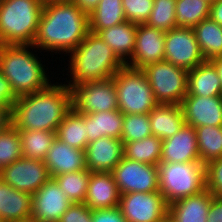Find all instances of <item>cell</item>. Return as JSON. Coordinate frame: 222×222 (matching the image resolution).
I'll return each instance as SVG.
<instances>
[{
  "label": "cell",
  "instance_id": "cell-1",
  "mask_svg": "<svg viewBox=\"0 0 222 222\" xmlns=\"http://www.w3.org/2000/svg\"><path fill=\"white\" fill-rule=\"evenodd\" d=\"M89 16L71 0L44 3L32 46L69 54L88 35Z\"/></svg>",
  "mask_w": 222,
  "mask_h": 222
},
{
  "label": "cell",
  "instance_id": "cell-2",
  "mask_svg": "<svg viewBox=\"0 0 222 222\" xmlns=\"http://www.w3.org/2000/svg\"><path fill=\"white\" fill-rule=\"evenodd\" d=\"M72 108V90L65 83L56 82L18 97L6 119L18 130L56 132Z\"/></svg>",
  "mask_w": 222,
  "mask_h": 222
},
{
  "label": "cell",
  "instance_id": "cell-3",
  "mask_svg": "<svg viewBox=\"0 0 222 222\" xmlns=\"http://www.w3.org/2000/svg\"><path fill=\"white\" fill-rule=\"evenodd\" d=\"M70 58L68 71L72 80L66 84L70 89L86 82L112 78L125 64L98 34L89 32L84 40L67 54ZM70 68V69H69Z\"/></svg>",
  "mask_w": 222,
  "mask_h": 222
},
{
  "label": "cell",
  "instance_id": "cell-4",
  "mask_svg": "<svg viewBox=\"0 0 222 222\" xmlns=\"http://www.w3.org/2000/svg\"><path fill=\"white\" fill-rule=\"evenodd\" d=\"M30 48L36 49L32 45H0V71L17 97L43 90L51 83L45 65Z\"/></svg>",
  "mask_w": 222,
  "mask_h": 222
},
{
  "label": "cell",
  "instance_id": "cell-5",
  "mask_svg": "<svg viewBox=\"0 0 222 222\" xmlns=\"http://www.w3.org/2000/svg\"><path fill=\"white\" fill-rule=\"evenodd\" d=\"M42 0H0V45H32Z\"/></svg>",
  "mask_w": 222,
  "mask_h": 222
},
{
  "label": "cell",
  "instance_id": "cell-6",
  "mask_svg": "<svg viewBox=\"0 0 222 222\" xmlns=\"http://www.w3.org/2000/svg\"><path fill=\"white\" fill-rule=\"evenodd\" d=\"M159 192L167 204L196 195L205 188V166L200 161L159 163Z\"/></svg>",
  "mask_w": 222,
  "mask_h": 222
},
{
  "label": "cell",
  "instance_id": "cell-7",
  "mask_svg": "<svg viewBox=\"0 0 222 222\" xmlns=\"http://www.w3.org/2000/svg\"><path fill=\"white\" fill-rule=\"evenodd\" d=\"M112 80L116 86L118 110L123 114H148L159 104L143 70L124 65Z\"/></svg>",
  "mask_w": 222,
  "mask_h": 222
},
{
  "label": "cell",
  "instance_id": "cell-8",
  "mask_svg": "<svg viewBox=\"0 0 222 222\" xmlns=\"http://www.w3.org/2000/svg\"><path fill=\"white\" fill-rule=\"evenodd\" d=\"M159 104L180 105L188 92L189 71L163 60L142 69Z\"/></svg>",
  "mask_w": 222,
  "mask_h": 222
},
{
  "label": "cell",
  "instance_id": "cell-9",
  "mask_svg": "<svg viewBox=\"0 0 222 222\" xmlns=\"http://www.w3.org/2000/svg\"><path fill=\"white\" fill-rule=\"evenodd\" d=\"M118 207L128 222L168 221V204L159 191L121 194Z\"/></svg>",
  "mask_w": 222,
  "mask_h": 222
},
{
  "label": "cell",
  "instance_id": "cell-10",
  "mask_svg": "<svg viewBox=\"0 0 222 222\" xmlns=\"http://www.w3.org/2000/svg\"><path fill=\"white\" fill-rule=\"evenodd\" d=\"M71 90L72 105L78 113L118 110L116 86L112 78L82 83Z\"/></svg>",
  "mask_w": 222,
  "mask_h": 222
},
{
  "label": "cell",
  "instance_id": "cell-11",
  "mask_svg": "<svg viewBox=\"0 0 222 222\" xmlns=\"http://www.w3.org/2000/svg\"><path fill=\"white\" fill-rule=\"evenodd\" d=\"M164 60L187 71L205 62L192 28L175 27L165 32Z\"/></svg>",
  "mask_w": 222,
  "mask_h": 222
},
{
  "label": "cell",
  "instance_id": "cell-12",
  "mask_svg": "<svg viewBox=\"0 0 222 222\" xmlns=\"http://www.w3.org/2000/svg\"><path fill=\"white\" fill-rule=\"evenodd\" d=\"M120 194L159 191V167L122 158L112 170Z\"/></svg>",
  "mask_w": 222,
  "mask_h": 222
},
{
  "label": "cell",
  "instance_id": "cell-13",
  "mask_svg": "<svg viewBox=\"0 0 222 222\" xmlns=\"http://www.w3.org/2000/svg\"><path fill=\"white\" fill-rule=\"evenodd\" d=\"M51 178L43 160L21 157L0 170V180L21 192L34 194Z\"/></svg>",
  "mask_w": 222,
  "mask_h": 222
},
{
  "label": "cell",
  "instance_id": "cell-14",
  "mask_svg": "<svg viewBox=\"0 0 222 222\" xmlns=\"http://www.w3.org/2000/svg\"><path fill=\"white\" fill-rule=\"evenodd\" d=\"M71 204L58 183L50 178L32 194L30 219L36 222H58Z\"/></svg>",
  "mask_w": 222,
  "mask_h": 222
},
{
  "label": "cell",
  "instance_id": "cell-15",
  "mask_svg": "<svg viewBox=\"0 0 222 222\" xmlns=\"http://www.w3.org/2000/svg\"><path fill=\"white\" fill-rule=\"evenodd\" d=\"M165 32L145 24H138L135 48L131 59L125 64L131 68L143 69L163 61L165 57Z\"/></svg>",
  "mask_w": 222,
  "mask_h": 222
},
{
  "label": "cell",
  "instance_id": "cell-16",
  "mask_svg": "<svg viewBox=\"0 0 222 222\" xmlns=\"http://www.w3.org/2000/svg\"><path fill=\"white\" fill-rule=\"evenodd\" d=\"M180 105L186 124L222 126V96L186 95Z\"/></svg>",
  "mask_w": 222,
  "mask_h": 222
},
{
  "label": "cell",
  "instance_id": "cell-17",
  "mask_svg": "<svg viewBox=\"0 0 222 222\" xmlns=\"http://www.w3.org/2000/svg\"><path fill=\"white\" fill-rule=\"evenodd\" d=\"M84 151L90 172H112L124 157V142L118 138L101 137L88 143Z\"/></svg>",
  "mask_w": 222,
  "mask_h": 222
},
{
  "label": "cell",
  "instance_id": "cell-18",
  "mask_svg": "<svg viewBox=\"0 0 222 222\" xmlns=\"http://www.w3.org/2000/svg\"><path fill=\"white\" fill-rule=\"evenodd\" d=\"M200 161L195 128L189 124L171 138L162 140L160 163H187Z\"/></svg>",
  "mask_w": 222,
  "mask_h": 222
},
{
  "label": "cell",
  "instance_id": "cell-19",
  "mask_svg": "<svg viewBox=\"0 0 222 222\" xmlns=\"http://www.w3.org/2000/svg\"><path fill=\"white\" fill-rule=\"evenodd\" d=\"M120 192L112 172H90L84 203L92 210L119 206Z\"/></svg>",
  "mask_w": 222,
  "mask_h": 222
},
{
  "label": "cell",
  "instance_id": "cell-20",
  "mask_svg": "<svg viewBox=\"0 0 222 222\" xmlns=\"http://www.w3.org/2000/svg\"><path fill=\"white\" fill-rule=\"evenodd\" d=\"M51 178L87 169L85 151L71 147L56 138L44 160Z\"/></svg>",
  "mask_w": 222,
  "mask_h": 222
},
{
  "label": "cell",
  "instance_id": "cell-21",
  "mask_svg": "<svg viewBox=\"0 0 222 222\" xmlns=\"http://www.w3.org/2000/svg\"><path fill=\"white\" fill-rule=\"evenodd\" d=\"M213 195L204 189L196 195L177 200L168 205L169 222H207Z\"/></svg>",
  "mask_w": 222,
  "mask_h": 222
},
{
  "label": "cell",
  "instance_id": "cell-22",
  "mask_svg": "<svg viewBox=\"0 0 222 222\" xmlns=\"http://www.w3.org/2000/svg\"><path fill=\"white\" fill-rule=\"evenodd\" d=\"M32 194L21 192L0 180V222H21L31 218Z\"/></svg>",
  "mask_w": 222,
  "mask_h": 222
},
{
  "label": "cell",
  "instance_id": "cell-23",
  "mask_svg": "<svg viewBox=\"0 0 222 222\" xmlns=\"http://www.w3.org/2000/svg\"><path fill=\"white\" fill-rule=\"evenodd\" d=\"M148 114L152 135L161 140L171 138L186 123L181 105L158 104Z\"/></svg>",
  "mask_w": 222,
  "mask_h": 222
},
{
  "label": "cell",
  "instance_id": "cell-24",
  "mask_svg": "<svg viewBox=\"0 0 222 222\" xmlns=\"http://www.w3.org/2000/svg\"><path fill=\"white\" fill-rule=\"evenodd\" d=\"M137 28L138 24L126 20L121 24L100 30L97 34L126 64L131 59L135 48Z\"/></svg>",
  "mask_w": 222,
  "mask_h": 222
},
{
  "label": "cell",
  "instance_id": "cell-25",
  "mask_svg": "<svg viewBox=\"0 0 222 222\" xmlns=\"http://www.w3.org/2000/svg\"><path fill=\"white\" fill-rule=\"evenodd\" d=\"M82 115L86 118V133L89 143L101 137L121 139L123 113L119 110Z\"/></svg>",
  "mask_w": 222,
  "mask_h": 222
},
{
  "label": "cell",
  "instance_id": "cell-26",
  "mask_svg": "<svg viewBox=\"0 0 222 222\" xmlns=\"http://www.w3.org/2000/svg\"><path fill=\"white\" fill-rule=\"evenodd\" d=\"M187 95L222 96L221 80L210 61H205L189 71Z\"/></svg>",
  "mask_w": 222,
  "mask_h": 222
},
{
  "label": "cell",
  "instance_id": "cell-27",
  "mask_svg": "<svg viewBox=\"0 0 222 222\" xmlns=\"http://www.w3.org/2000/svg\"><path fill=\"white\" fill-rule=\"evenodd\" d=\"M86 132V118L72 108L58 126L56 138L71 147L85 150L89 143Z\"/></svg>",
  "mask_w": 222,
  "mask_h": 222
},
{
  "label": "cell",
  "instance_id": "cell-28",
  "mask_svg": "<svg viewBox=\"0 0 222 222\" xmlns=\"http://www.w3.org/2000/svg\"><path fill=\"white\" fill-rule=\"evenodd\" d=\"M192 29L206 61L222 56V25L209 17Z\"/></svg>",
  "mask_w": 222,
  "mask_h": 222
},
{
  "label": "cell",
  "instance_id": "cell-29",
  "mask_svg": "<svg viewBox=\"0 0 222 222\" xmlns=\"http://www.w3.org/2000/svg\"><path fill=\"white\" fill-rule=\"evenodd\" d=\"M89 29L93 33L126 21L122 0H100L97 7L88 14Z\"/></svg>",
  "mask_w": 222,
  "mask_h": 222
},
{
  "label": "cell",
  "instance_id": "cell-30",
  "mask_svg": "<svg viewBox=\"0 0 222 222\" xmlns=\"http://www.w3.org/2000/svg\"><path fill=\"white\" fill-rule=\"evenodd\" d=\"M162 155V140L154 135L142 140L124 142V158L158 166Z\"/></svg>",
  "mask_w": 222,
  "mask_h": 222
},
{
  "label": "cell",
  "instance_id": "cell-31",
  "mask_svg": "<svg viewBox=\"0 0 222 222\" xmlns=\"http://www.w3.org/2000/svg\"><path fill=\"white\" fill-rule=\"evenodd\" d=\"M21 137L22 157L33 160H45V157L56 139V132L19 130Z\"/></svg>",
  "mask_w": 222,
  "mask_h": 222
},
{
  "label": "cell",
  "instance_id": "cell-32",
  "mask_svg": "<svg viewBox=\"0 0 222 222\" xmlns=\"http://www.w3.org/2000/svg\"><path fill=\"white\" fill-rule=\"evenodd\" d=\"M200 162L207 163L222 157V126L195 127Z\"/></svg>",
  "mask_w": 222,
  "mask_h": 222
},
{
  "label": "cell",
  "instance_id": "cell-33",
  "mask_svg": "<svg viewBox=\"0 0 222 222\" xmlns=\"http://www.w3.org/2000/svg\"><path fill=\"white\" fill-rule=\"evenodd\" d=\"M208 0H176V27L193 28L201 21L210 17Z\"/></svg>",
  "mask_w": 222,
  "mask_h": 222
},
{
  "label": "cell",
  "instance_id": "cell-34",
  "mask_svg": "<svg viewBox=\"0 0 222 222\" xmlns=\"http://www.w3.org/2000/svg\"><path fill=\"white\" fill-rule=\"evenodd\" d=\"M22 157L21 137L7 119L0 123V170Z\"/></svg>",
  "mask_w": 222,
  "mask_h": 222
},
{
  "label": "cell",
  "instance_id": "cell-35",
  "mask_svg": "<svg viewBox=\"0 0 222 222\" xmlns=\"http://www.w3.org/2000/svg\"><path fill=\"white\" fill-rule=\"evenodd\" d=\"M53 179L71 203H84L90 179L88 169L56 175Z\"/></svg>",
  "mask_w": 222,
  "mask_h": 222
},
{
  "label": "cell",
  "instance_id": "cell-36",
  "mask_svg": "<svg viewBox=\"0 0 222 222\" xmlns=\"http://www.w3.org/2000/svg\"><path fill=\"white\" fill-rule=\"evenodd\" d=\"M152 135L149 114H123L121 140L133 142Z\"/></svg>",
  "mask_w": 222,
  "mask_h": 222
},
{
  "label": "cell",
  "instance_id": "cell-37",
  "mask_svg": "<svg viewBox=\"0 0 222 222\" xmlns=\"http://www.w3.org/2000/svg\"><path fill=\"white\" fill-rule=\"evenodd\" d=\"M175 4L176 0H154L153 8L146 24L164 32L175 28Z\"/></svg>",
  "mask_w": 222,
  "mask_h": 222
},
{
  "label": "cell",
  "instance_id": "cell-38",
  "mask_svg": "<svg viewBox=\"0 0 222 222\" xmlns=\"http://www.w3.org/2000/svg\"><path fill=\"white\" fill-rule=\"evenodd\" d=\"M154 0H122V6L127 21L145 24L151 14Z\"/></svg>",
  "mask_w": 222,
  "mask_h": 222
},
{
  "label": "cell",
  "instance_id": "cell-39",
  "mask_svg": "<svg viewBox=\"0 0 222 222\" xmlns=\"http://www.w3.org/2000/svg\"><path fill=\"white\" fill-rule=\"evenodd\" d=\"M205 188L214 197L222 198V157L205 165Z\"/></svg>",
  "mask_w": 222,
  "mask_h": 222
},
{
  "label": "cell",
  "instance_id": "cell-40",
  "mask_svg": "<svg viewBox=\"0 0 222 222\" xmlns=\"http://www.w3.org/2000/svg\"><path fill=\"white\" fill-rule=\"evenodd\" d=\"M18 97L15 95L9 81L0 71V115L6 119L12 111Z\"/></svg>",
  "mask_w": 222,
  "mask_h": 222
},
{
  "label": "cell",
  "instance_id": "cell-41",
  "mask_svg": "<svg viewBox=\"0 0 222 222\" xmlns=\"http://www.w3.org/2000/svg\"><path fill=\"white\" fill-rule=\"evenodd\" d=\"M58 222H92V209L85 203H72Z\"/></svg>",
  "mask_w": 222,
  "mask_h": 222
},
{
  "label": "cell",
  "instance_id": "cell-42",
  "mask_svg": "<svg viewBox=\"0 0 222 222\" xmlns=\"http://www.w3.org/2000/svg\"><path fill=\"white\" fill-rule=\"evenodd\" d=\"M92 222H128L119 207L92 210Z\"/></svg>",
  "mask_w": 222,
  "mask_h": 222
},
{
  "label": "cell",
  "instance_id": "cell-43",
  "mask_svg": "<svg viewBox=\"0 0 222 222\" xmlns=\"http://www.w3.org/2000/svg\"><path fill=\"white\" fill-rule=\"evenodd\" d=\"M207 222H222V198L213 197L207 215Z\"/></svg>",
  "mask_w": 222,
  "mask_h": 222
},
{
  "label": "cell",
  "instance_id": "cell-44",
  "mask_svg": "<svg viewBox=\"0 0 222 222\" xmlns=\"http://www.w3.org/2000/svg\"><path fill=\"white\" fill-rule=\"evenodd\" d=\"M210 18L216 23L222 25V0L211 2Z\"/></svg>",
  "mask_w": 222,
  "mask_h": 222
},
{
  "label": "cell",
  "instance_id": "cell-45",
  "mask_svg": "<svg viewBox=\"0 0 222 222\" xmlns=\"http://www.w3.org/2000/svg\"><path fill=\"white\" fill-rule=\"evenodd\" d=\"M80 10L90 14L99 4L100 0H71Z\"/></svg>",
  "mask_w": 222,
  "mask_h": 222
},
{
  "label": "cell",
  "instance_id": "cell-46",
  "mask_svg": "<svg viewBox=\"0 0 222 222\" xmlns=\"http://www.w3.org/2000/svg\"><path fill=\"white\" fill-rule=\"evenodd\" d=\"M210 62L215 66L222 84V56L211 59Z\"/></svg>",
  "mask_w": 222,
  "mask_h": 222
},
{
  "label": "cell",
  "instance_id": "cell-47",
  "mask_svg": "<svg viewBox=\"0 0 222 222\" xmlns=\"http://www.w3.org/2000/svg\"><path fill=\"white\" fill-rule=\"evenodd\" d=\"M50 1H64V0H42L43 3L50 2Z\"/></svg>",
  "mask_w": 222,
  "mask_h": 222
},
{
  "label": "cell",
  "instance_id": "cell-48",
  "mask_svg": "<svg viewBox=\"0 0 222 222\" xmlns=\"http://www.w3.org/2000/svg\"><path fill=\"white\" fill-rule=\"evenodd\" d=\"M21 222H36V221H33V220L29 219V220L21 221Z\"/></svg>",
  "mask_w": 222,
  "mask_h": 222
},
{
  "label": "cell",
  "instance_id": "cell-49",
  "mask_svg": "<svg viewBox=\"0 0 222 222\" xmlns=\"http://www.w3.org/2000/svg\"><path fill=\"white\" fill-rule=\"evenodd\" d=\"M4 120V118L0 115V123Z\"/></svg>",
  "mask_w": 222,
  "mask_h": 222
}]
</instances>
